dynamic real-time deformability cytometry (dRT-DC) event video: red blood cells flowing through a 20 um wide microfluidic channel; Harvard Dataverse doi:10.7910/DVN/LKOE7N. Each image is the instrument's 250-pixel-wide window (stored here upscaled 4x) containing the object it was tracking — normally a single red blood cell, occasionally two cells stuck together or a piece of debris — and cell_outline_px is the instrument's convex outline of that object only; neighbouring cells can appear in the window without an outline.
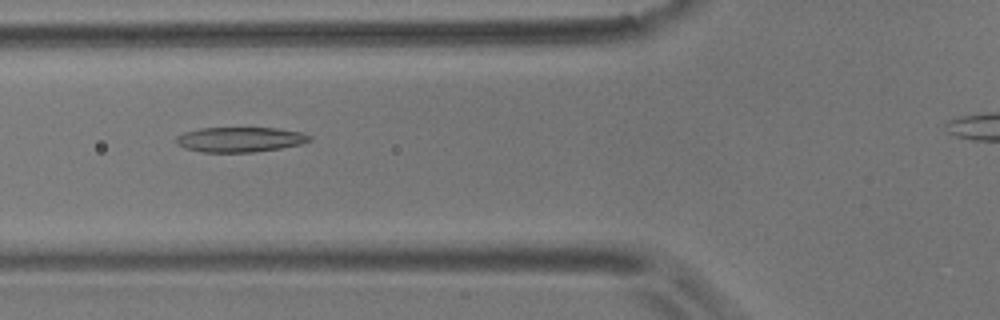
{"species": "common noctule bat (a hibernating species)", "species_latin": "Nyctalus noctula", "temperature_condition": "room temperature", "stored_images_in_passage": 9, "camera_frame_rate_fps": 3000, "um_per_image_px": 0.085, "animal": {"sex": "male", "body_mass_g": 17.9}, "frame": {"image": 1, "passage_image": 4, "time_ms": 1.0, "image_size_px": [1000, 320], "cell_outline_px": [[312, 140], [300, 144], [280, 148], [252, 152], [204, 152], [184, 148], [176, 144], [176, 136], [184, 132], [200, 128], [276, 128], [304, 132], [312, 136]], "centroid_in_image_um": [20.41, 11.85], "position_along_channel_um": 105.4, "area_um2": 19.48}}
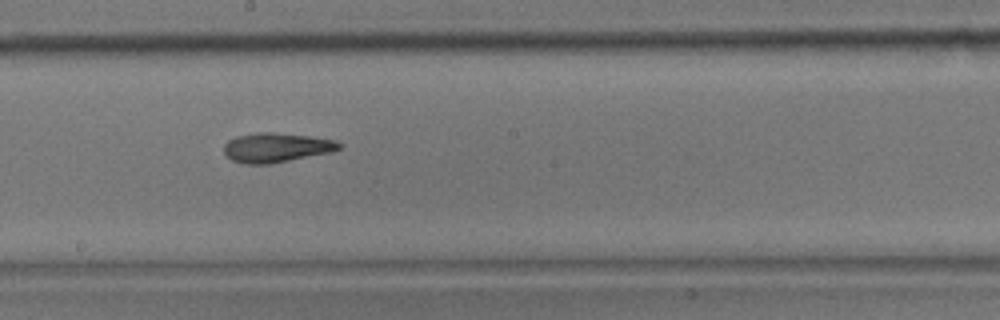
{"frame": {"image": 2, "passage_image": 7, "time_ms": 2.0, "image_size_px": [1000, 320], "cell_outline_px": [[344, 144], [340, 148], [332, 152], [268, 164], [244, 164], [232, 160], [224, 156], [224, 144], [228, 140], [236, 136], [256, 132], [272, 132], [308, 136], [336, 140]], "centroid_in_image_um": [23.46, 12.54], "position_along_channel_um": 224.7, "area_um2": 19.88}}
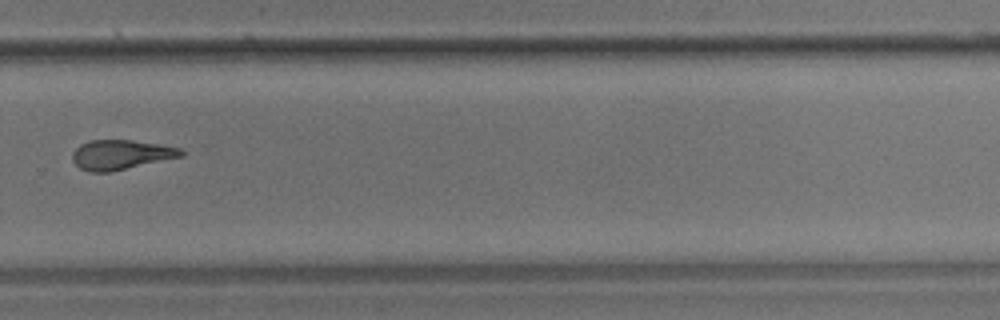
{"frame": {"image": 3, "passage_image": 9, "time_ms": 2.667, "image_size_px": [1000, 320], "cell_outline_px": [[184, 156], [108, 172], [88, 172], [80, 168], [72, 160], [72, 152], [80, 144], [88, 140], [132, 140], [180, 148], [184, 152]], "centroid_in_image_um": [10.24, 13.15], "position_along_channel_um": 319.6, "area_um2": 18.67}}